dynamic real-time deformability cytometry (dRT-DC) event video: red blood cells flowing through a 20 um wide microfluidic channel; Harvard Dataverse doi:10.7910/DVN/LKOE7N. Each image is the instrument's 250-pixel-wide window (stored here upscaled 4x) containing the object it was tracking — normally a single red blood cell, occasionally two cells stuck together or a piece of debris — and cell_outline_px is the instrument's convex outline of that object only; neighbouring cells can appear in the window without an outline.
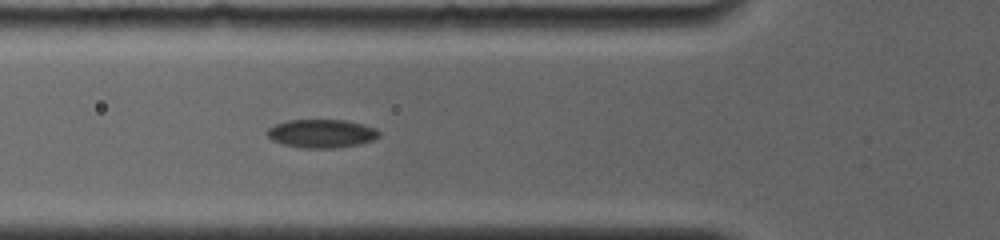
{"species": "common noctule bat (a hibernating species)", "species_latin": "Nyctalus noctula", "temperature_condition": "room temperature", "stored_images_in_passage": 4, "camera_frame_rate_fps": 4000, "um_per_image_px": 0.085, "animal": {"sex": "female", "body_mass_g": 19.0, "forearm_length_mm": 56.7}, "frame": {"image": 1, "passage_image": 4, "time_ms": 3.0, "image_size_px": [1000, 240], "cell_outline_px": [[380, 136], [372, 140], [356, 144], [332, 148], [304, 148], [284, 144], [272, 140], [268, 136], [268, 128], [276, 124], [288, 120], [344, 120], [376, 128], [380, 132]], "centroid_in_image_um": [27.33, 11.34], "position_along_channel_um": 98.5, "area_um2": 18.21}}